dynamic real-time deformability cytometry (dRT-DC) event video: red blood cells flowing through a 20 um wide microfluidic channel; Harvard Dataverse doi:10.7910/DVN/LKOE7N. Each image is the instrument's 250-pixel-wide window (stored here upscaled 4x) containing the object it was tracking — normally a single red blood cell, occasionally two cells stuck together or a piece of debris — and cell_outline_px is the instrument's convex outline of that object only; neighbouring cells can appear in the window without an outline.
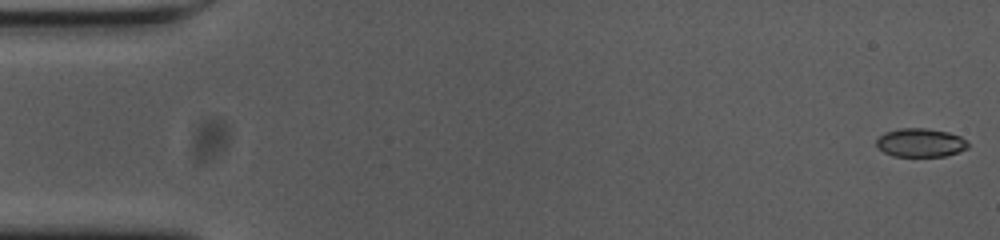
{"species": "common noctule bat (a hibernating species)", "species_latin": "Nyctalus noctula", "temperature_condition": "cold", "stored_images_in_passage": 43, "camera_frame_rate_fps": 3000, "um_per_image_px": 0.085, "animal": {"sex": "female", "body_mass_g": 23.0, "forearm_length_mm": 53.4}, "frame": {"image": 1, "passage_image": 1, "time_ms": 0.0, "image_size_px": [1000, 240], "cell_outline_px": [[968, 148], [944, 156], [892, 156], [884, 152], [876, 144], [876, 140], [884, 132], [900, 128], [928, 128], [948, 132], [960, 136], [968, 144]], "centroid_in_image_um": [78.22, 12.12], "position_along_channel_um": 6.8, "area_um2": 15.14}}
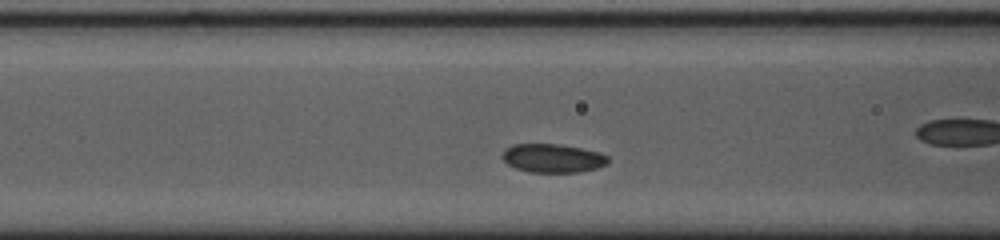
{"frame": {"image": 2, "passage_image": 19, "time_ms": 6.0, "image_size_px": [1000, 240], "cell_outline_px": [[608, 164], [596, 168], [580, 172], [528, 172], [516, 168], [508, 164], [500, 156], [504, 148], [512, 144], [560, 144], [600, 152], [608, 156]], "centroid_in_image_um": [46.96, 13.44], "position_along_channel_um": 119.6, "area_um2": 17.8}}
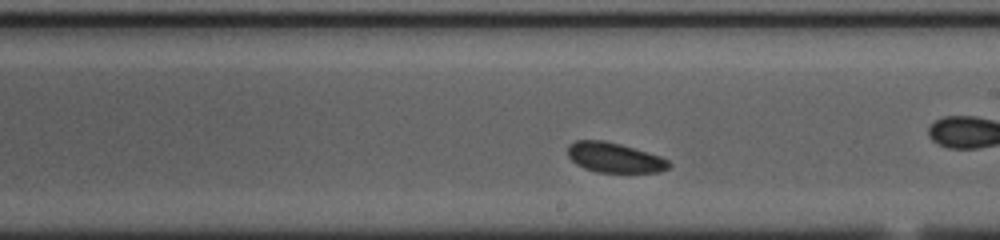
{"frame": {"image": 3, "passage_image": 29, "time_ms": 9.333, "image_size_px": [1000, 240], "cell_outline_px": [[672, 164], [668, 168], [660, 172], [596, 172], [584, 168], [576, 164], [568, 156], [568, 144], [576, 140], [604, 140], [620, 144], [648, 152], [660, 156], [668, 160]], "centroid_in_image_um": [52.22, 13.39], "position_along_channel_um": 236.8, "area_um2": 17.69}, "authors_computed_cell_mechanics": {"area_um2": 17.8602, "velocity_mm_per_s": 3.5267, "shape_relaxation_time_tau1_ms": null, "shape_relaxation_time_tau2_ms": 2.3979, "deformation_change_tau1": null, "deformation_change_tau2": 0.0571}}